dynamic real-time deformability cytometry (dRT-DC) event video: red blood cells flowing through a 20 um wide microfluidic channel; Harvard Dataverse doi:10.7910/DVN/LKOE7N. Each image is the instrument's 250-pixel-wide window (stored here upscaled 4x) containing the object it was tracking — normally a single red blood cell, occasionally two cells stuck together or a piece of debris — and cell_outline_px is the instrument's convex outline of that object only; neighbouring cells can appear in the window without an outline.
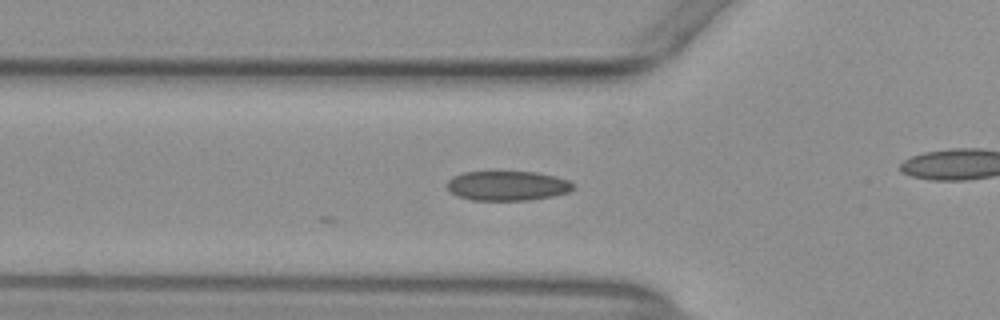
{"species": "common noctule bat (a hibernating species)", "species_latin": "Nyctalus noctula", "temperature_condition": "warm", "stored_images_in_passage": 38, "camera_frame_rate_fps": 3000, "um_per_image_px": 0.085, "animal": {"sex": "female", "body_mass_g": 29.2, "forearm_length_mm": 56.3}, "frame": {"image": 1, "passage_image": 2, "time_ms": 0.333, "image_size_px": [1000, 320], "cell_outline_px": [[576, 184], [568, 192], [552, 196], [532, 200], [472, 200], [456, 196], [444, 184], [452, 176], [464, 172], [492, 168], [536, 172], [556, 176], [568, 180]], "centroid_in_image_um": [43.08, 15.73], "position_along_channel_um": 82.7, "area_um2": 22.95}}
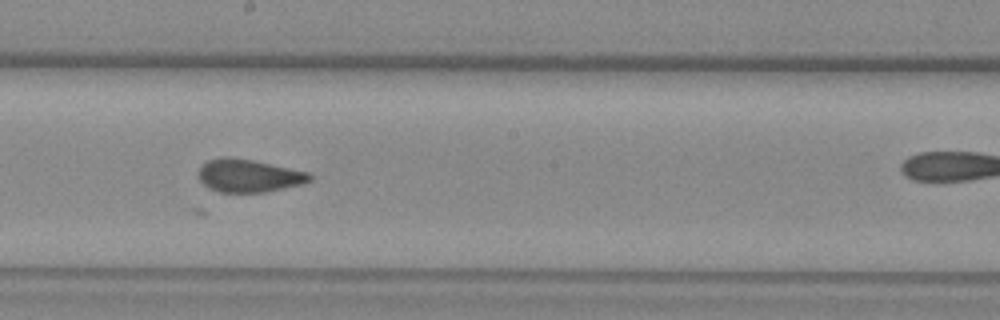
{"frame": {"image": 2, "passage_image": 13, "time_ms": 4.0, "image_size_px": [1000, 320], "cell_outline_px": [[312, 180], [304, 184], [264, 192], [220, 192], [208, 188], [200, 180], [196, 172], [208, 160], [224, 156], [228, 156], [252, 160], [308, 172], [312, 176]], "centroid_in_image_um": [21.13, 14.93], "position_along_channel_um": 227.1, "area_um2": 21.33}}
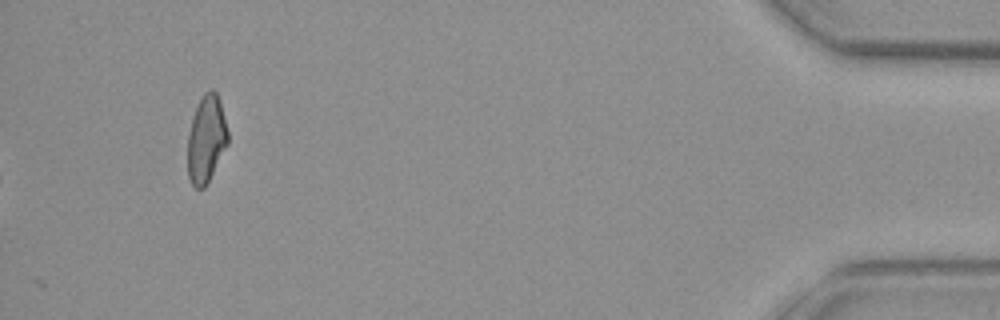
{"frame": {"image": 3, "passage_image": 38, "time_ms": 12.333, "image_size_px": [1000, 320], "cell_outline_px": [[228, 144], [208, 184], [204, 188], [196, 188], [192, 184], [188, 176], [188, 132], [196, 108], [204, 92], [208, 88], [212, 88], [216, 92], [220, 100], [228, 132]], "centroid_in_image_um": [17.55, 11.83], "position_along_channel_um": 417.7, "area_um2": 20.58}}